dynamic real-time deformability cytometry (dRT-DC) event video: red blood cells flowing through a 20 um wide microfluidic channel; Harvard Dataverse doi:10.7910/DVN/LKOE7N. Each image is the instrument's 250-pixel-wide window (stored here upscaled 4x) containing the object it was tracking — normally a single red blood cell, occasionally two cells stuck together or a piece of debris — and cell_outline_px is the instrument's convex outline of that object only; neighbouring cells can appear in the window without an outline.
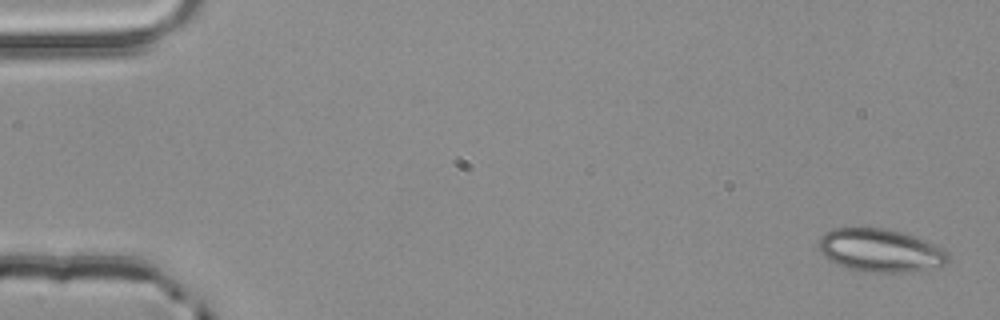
{"species": "common noctule bat (a hibernating species)", "species_latin": "Nyctalus noctula", "temperature_condition": "room temperature", "stored_images_in_passage": 4, "camera_frame_rate_fps": 3000, "um_per_image_px": 0.085, "animal": {"sex": "male", "body_mass_g": 20.4}, "frame": {"image": 1, "passage_image": 1, "time_ms": 0.0, "image_size_px": [1000, 320], "cell_outline_px": [[948, 260], [944, 264], [908, 272], [860, 272], [836, 264], [828, 260], [820, 248], [816, 240], [820, 236], [832, 228], [884, 228], [904, 232], [944, 248], [948, 252]], "centroid_in_image_um": [74.79, 21.27], "position_along_channel_um": 10.2, "area_um2": 32.48}}